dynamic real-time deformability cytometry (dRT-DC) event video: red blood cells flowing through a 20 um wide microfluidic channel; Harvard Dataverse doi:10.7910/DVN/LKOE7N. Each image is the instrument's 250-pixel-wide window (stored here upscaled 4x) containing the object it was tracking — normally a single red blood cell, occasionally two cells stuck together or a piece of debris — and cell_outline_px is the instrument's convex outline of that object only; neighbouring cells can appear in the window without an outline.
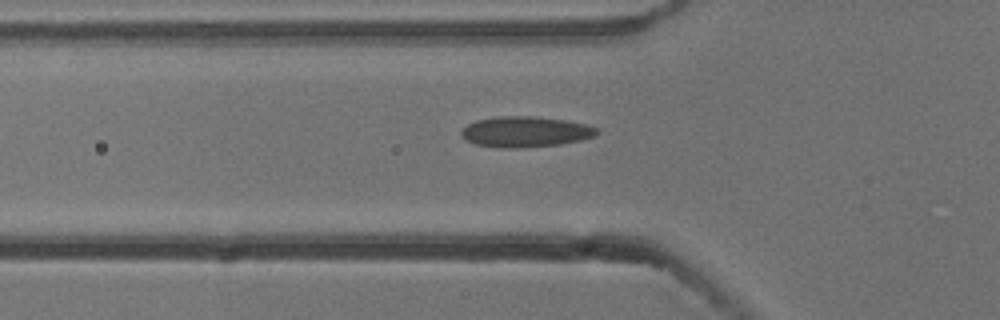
{"species": "common noctule bat (a hibernating species)", "species_latin": "Nyctalus noctula", "temperature_condition": "cold", "stored_images_in_passage": 4, "camera_frame_rate_fps": 3000, "um_per_image_px": 0.085, "animal": {"sex": "male", "body_mass_g": 13.3}, "frame": {"image": 1, "passage_image": 4, "time_ms": 1.0, "image_size_px": [1000, 320], "cell_outline_px": [[600, 132], [596, 136], [580, 140], [560, 144], [520, 148], [496, 148], [476, 144], [468, 140], [460, 132], [468, 124], [476, 120], [500, 116], [532, 116], [564, 120], [584, 124], [596, 128]], "centroid_in_image_um": [44.67, 11.21], "position_along_channel_um": 81.1, "area_um2": 24.04}}